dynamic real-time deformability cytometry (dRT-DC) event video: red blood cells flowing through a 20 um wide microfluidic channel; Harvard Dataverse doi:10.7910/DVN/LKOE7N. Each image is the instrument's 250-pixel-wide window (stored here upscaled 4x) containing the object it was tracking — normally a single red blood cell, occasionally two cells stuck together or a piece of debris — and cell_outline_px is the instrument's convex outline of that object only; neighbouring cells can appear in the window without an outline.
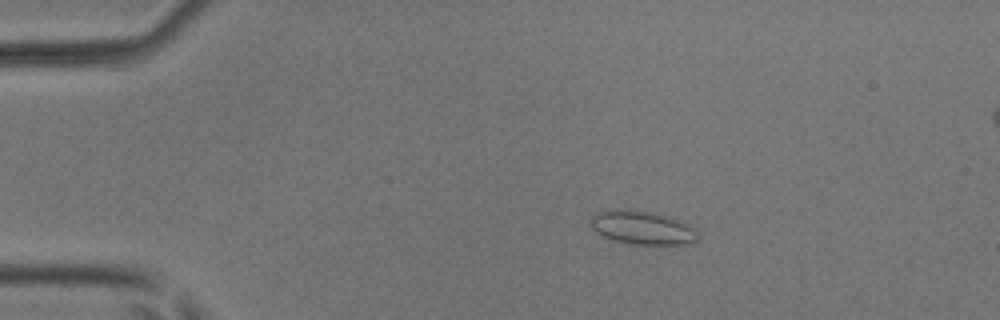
{"species": "common noctule bat (a hibernating species)", "species_latin": "Nyctalus noctula", "temperature_condition": "room temperature", "stored_images_in_passage": 5, "camera_frame_rate_fps": 3000, "um_per_image_px": 0.085, "animal": {"sex": "male", "body_mass_g": 17.9, "forearm_length_mm": 54.2}, "frame": {"image": 1, "passage_image": 3, "time_ms": 0.667, "image_size_px": [1000, 320], "cell_outline_px": [[696, 240], [692, 244], [632, 244], [616, 240], [604, 236], [596, 232], [588, 224], [592, 216], [596, 212], [612, 208], [632, 208], [656, 212], [692, 224], [696, 228]], "centroid_in_image_um": [54.59, 19.3], "position_along_channel_um": 30.4, "area_um2": 21.56}}